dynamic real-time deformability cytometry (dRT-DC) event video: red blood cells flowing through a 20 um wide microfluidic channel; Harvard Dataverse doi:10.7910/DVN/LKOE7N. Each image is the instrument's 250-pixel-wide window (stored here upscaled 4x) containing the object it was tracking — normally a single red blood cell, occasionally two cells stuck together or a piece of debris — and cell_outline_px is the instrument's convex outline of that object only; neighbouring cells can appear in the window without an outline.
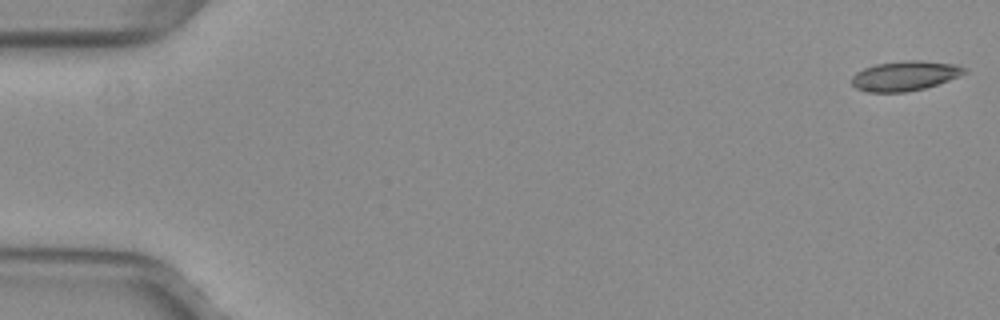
{"species": "common noctule bat (a hibernating species)", "species_latin": "Nyctalus noctula", "temperature_condition": "warm", "stored_images_in_passage": 52, "camera_frame_rate_fps": 3000, "um_per_image_px": 0.085, "animal": {"sex": "female", "body_mass_g": 29.2, "forearm_length_mm": 56.3}, "frame": {"image": 1, "passage_image": 1, "time_ms": 0.0, "image_size_px": [1000, 320], "cell_outline_px": [[968, 72], [960, 76], [924, 88], [904, 92], [868, 92], [856, 88], [852, 84], [852, 76], [856, 72], [864, 68], [876, 64], [904, 60], [920, 60], [956, 64], [968, 68]], "centroid_in_image_um": [76.94, 6.43], "position_along_channel_um": 8.1, "area_um2": 19.59}}
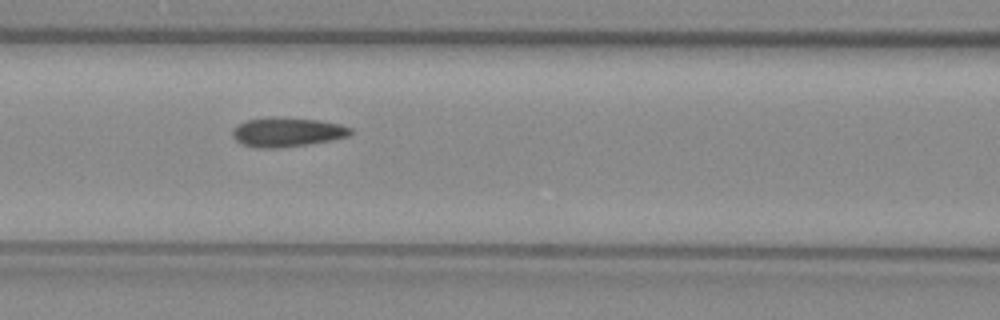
{"frame": {"image": 2, "passage_image": 23, "time_ms": 7.333, "image_size_px": [1000, 320], "cell_outline_px": [[352, 132], [348, 136], [332, 140], [308, 144], [276, 148], [256, 148], [244, 144], [236, 140], [232, 136], [232, 132], [240, 124], [248, 120], [276, 116], [320, 120], [340, 124], [352, 128]], "centroid_in_image_um": [24.44, 11.22], "position_along_channel_um": 142.2, "area_um2": 20.06}}
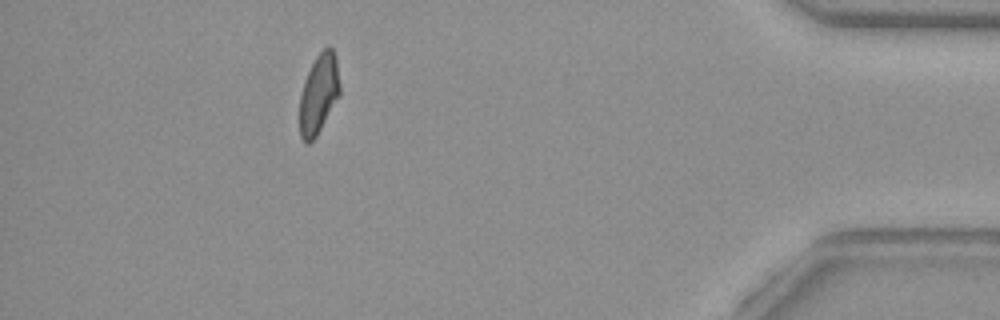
{"frame": {"image": 3, "passage_image": 47, "time_ms": 15.333, "image_size_px": [1000, 320], "cell_outline_px": [[340, 96], [316, 136], [308, 144], [304, 144], [300, 136], [300, 96], [304, 80], [316, 56], [328, 44], [332, 48], [336, 56], [340, 84]], "centroid_in_image_um": [27.11, 7.98], "position_along_channel_um": 408.1, "area_um2": 18.79}, "authors_computed_cell_mechanics": {"area_um2": 19.652, "velocity_mm_per_s": 4.001, "shape_relaxation_time_tau1_ms": 9.2765, "shape_relaxation_time_tau2_ms": 2.2875, "deformation_change_tau1": 0.2215, "deformation_change_tau2": 0.0944}}